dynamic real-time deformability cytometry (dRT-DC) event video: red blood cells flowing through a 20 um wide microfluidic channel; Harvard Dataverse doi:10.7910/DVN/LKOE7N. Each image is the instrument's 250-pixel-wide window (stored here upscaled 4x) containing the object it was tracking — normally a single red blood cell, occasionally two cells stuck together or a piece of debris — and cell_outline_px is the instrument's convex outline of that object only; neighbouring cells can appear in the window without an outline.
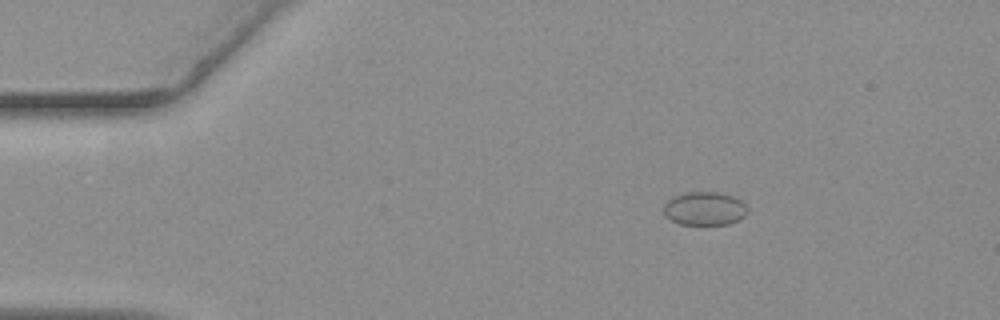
{"species": "common noctule bat (a hibernating species)", "species_latin": "Nyctalus noctula", "temperature_condition": "warm", "stored_images_in_passage": 57, "camera_frame_rate_fps": 3000, "um_per_image_px": 0.085, "animal": {"sex": "female", "body_mass_g": 19.3, "forearm_length_mm": 54.1}, "frame": {"image": 1, "passage_image": 10, "time_ms": 3.0, "image_size_px": [1000, 320], "cell_outline_px": [[748, 212], [744, 216], [728, 224], [680, 224], [664, 216], [664, 204], [668, 200], [676, 196], [688, 192], [720, 192], [732, 196], [740, 200], [748, 208]], "centroid_in_image_um": [59.89, 17.72], "position_along_channel_um": 25.1, "area_um2": 16.18}}
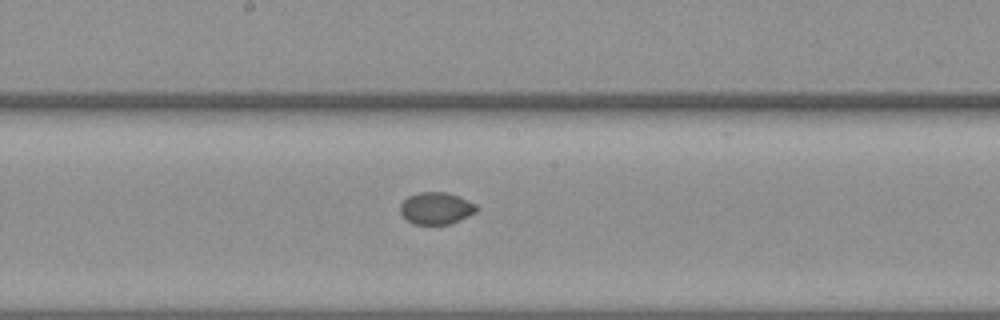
{"frame": {"image": 2, "passage_image": 31, "time_ms": 10.0, "image_size_px": [1000, 320], "cell_outline_px": [[480, 208], [476, 212], [460, 220], [448, 224], [412, 224], [400, 212], [400, 204], [408, 196], [416, 192], [448, 192], [476, 204]], "centroid_in_image_um": [37.08, 17.69], "position_along_channel_um": 211.1, "area_um2": 14.28}}
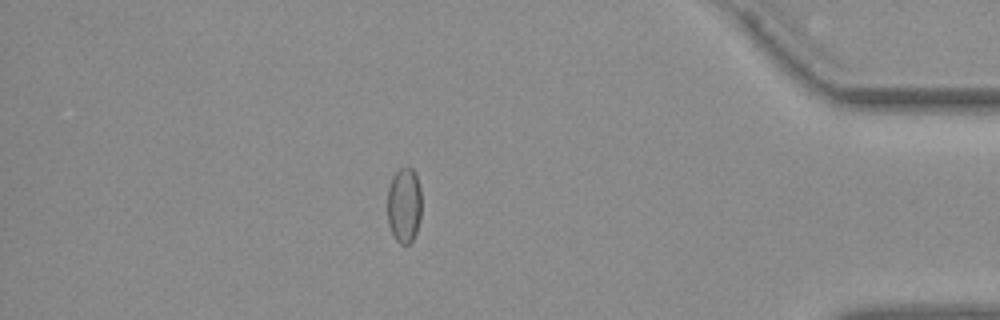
{"frame": {"image": 3, "passage_image": 50, "time_ms": 16.333, "image_size_px": [1000, 320], "cell_outline_px": [[420, 220], [416, 232], [412, 240], [408, 244], [400, 244], [396, 240], [388, 224], [388, 188], [392, 176], [400, 168], [408, 164], [412, 168], [416, 176], [420, 188]], "centroid_in_image_um": [34.34, 17.41], "position_along_channel_um": 400.9, "area_um2": 15.03}}